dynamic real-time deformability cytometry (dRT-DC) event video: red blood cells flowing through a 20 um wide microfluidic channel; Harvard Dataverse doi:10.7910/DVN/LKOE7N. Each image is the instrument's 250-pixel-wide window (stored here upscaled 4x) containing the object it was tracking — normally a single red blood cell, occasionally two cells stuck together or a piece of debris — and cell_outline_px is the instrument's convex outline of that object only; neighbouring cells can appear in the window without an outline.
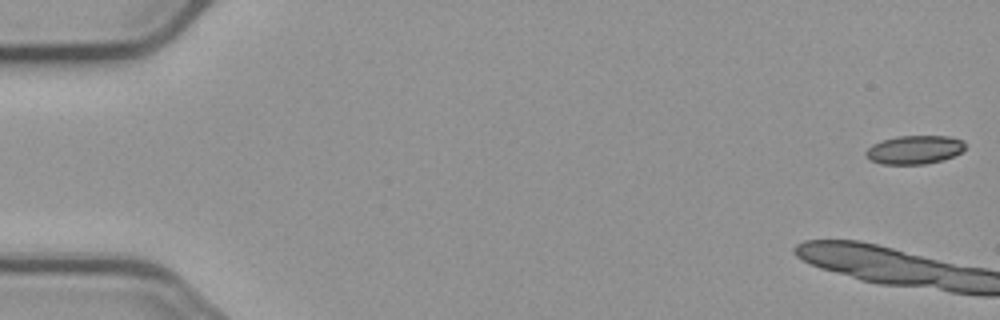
{"species": "common noctule bat (a hibernating species)", "species_latin": "Nyctalus noctula", "temperature_condition": "cold", "stored_images_in_passage": 5, "camera_frame_rate_fps": 3000, "um_per_image_px": 0.085, "animal": {"sex": "male", "body_mass_g": 23.1, "forearm_length_mm": 52.7}, "frame": {"image": 1, "passage_image": 1, "time_ms": 0.0, "image_size_px": [1000, 320], "cell_outline_px": [[964, 148], [960, 152], [944, 160], [924, 164], [884, 164], [872, 160], [864, 152], [872, 144], [896, 136], [948, 136], [964, 140]], "centroid_in_image_um": [77.75, 12.72], "position_along_channel_um": 7.3, "area_um2": 16.36}}